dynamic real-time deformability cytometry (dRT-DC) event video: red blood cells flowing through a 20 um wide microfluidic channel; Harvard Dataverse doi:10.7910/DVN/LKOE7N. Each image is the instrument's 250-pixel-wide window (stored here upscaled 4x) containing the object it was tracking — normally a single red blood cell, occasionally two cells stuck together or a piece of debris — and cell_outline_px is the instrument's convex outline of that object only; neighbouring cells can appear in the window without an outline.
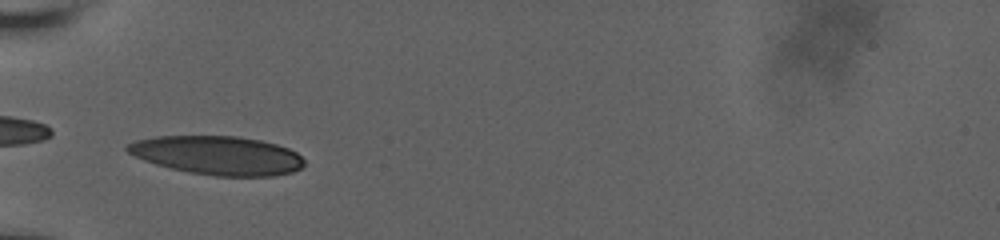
{"species": "human", "species_latin": "Homo sapiens", "temperature_condition": "room temperature", "stored_images_in_passage": 9, "camera_frame_rate_fps": 3000, "um_per_image_px": 0.085, "donor": {"sex": "male"}, "frame": {"image": 1, "passage_image": 1, "time_ms": 0.0, "image_size_px": [1000, 240], "cell_outline_px": [[304, 164], [300, 168], [292, 172], [272, 176], [216, 176], [188, 172], [156, 164], [144, 160], [128, 152], [124, 148], [128, 144], [136, 140], [156, 136], [236, 136], [260, 140], [276, 144], [288, 148], [296, 152], [304, 160]], "centroid_in_image_um": [18.49, 13.2], "position_along_channel_um": 66.5, "area_um2": 39.77}}
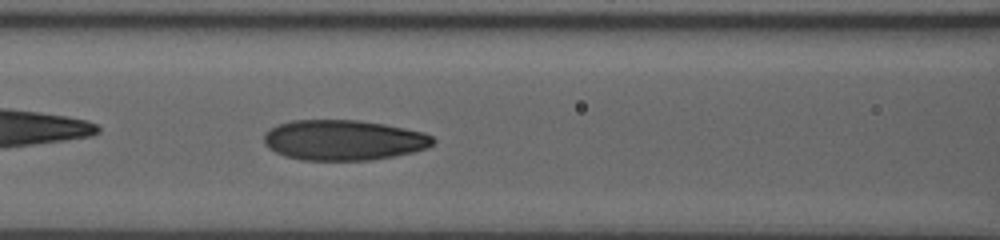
{"frame": {"image": 2, "passage_image": 7, "time_ms": 2.0, "image_size_px": [1000, 240], "cell_outline_px": [[436, 140], [428, 148], [412, 152], [392, 156], [368, 160], [300, 160], [284, 156], [268, 148], [264, 144], [264, 132], [276, 124], [292, 120], [360, 120], [384, 124], [424, 132], [432, 136]], "centroid_in_image_um": [29.17, 11.9], "position_along_channel_um": 137.4, "area_um2": 39.94}}
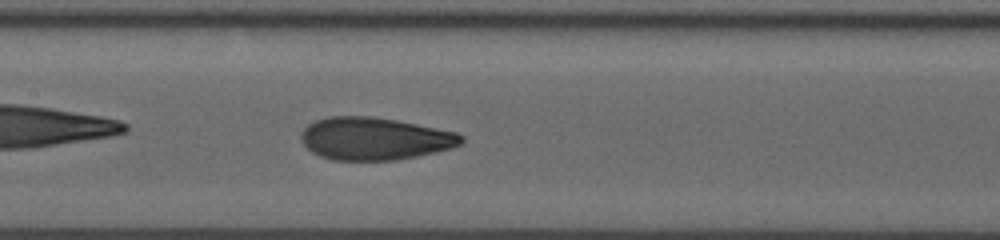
{"frame": {"image": 3, "passage_image": 9, "time_ms": 2.667, "image_size_px": [1000, 240], "cell_outline_px": [[464, 140], [460, 144], [452, 148], [436, 152], [396, 160], [332, 160], [320, 156], [312, 152], [300, 140], [300, 136], [304, 128], [308, 124], [316, 120], [328, 116], [372, 116], [396, 120], [456, 132], [464, 136]], "centroid_in_image_um": [31.83, 11.78], "position_along_channel_um": 175.6, "area_um2": 39.77}}